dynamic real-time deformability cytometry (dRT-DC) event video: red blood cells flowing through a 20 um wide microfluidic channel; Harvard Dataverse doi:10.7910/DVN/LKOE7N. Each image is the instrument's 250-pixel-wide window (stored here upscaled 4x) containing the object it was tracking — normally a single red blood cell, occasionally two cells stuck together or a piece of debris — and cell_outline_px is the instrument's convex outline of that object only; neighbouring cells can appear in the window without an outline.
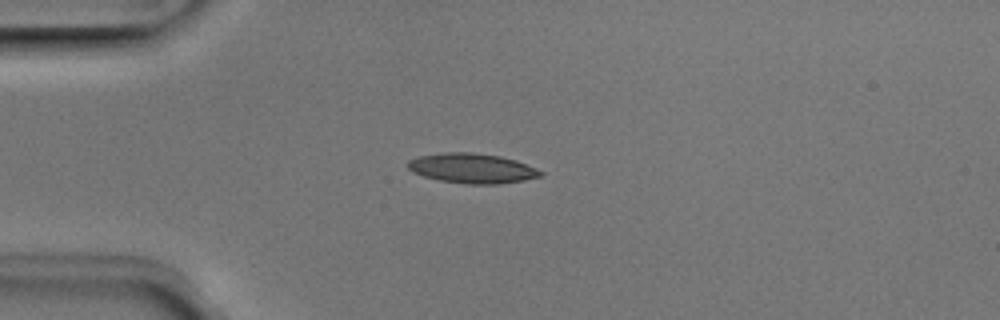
{"species": "Egyptian fruit bat (a non-hibernating species)", "species_latin": "Rousettus aegyptiacus", "temperature_condition": "room temperature", "stored_images_in_passage": 5, "camera_frame_rate_fps": 3000, "um_per_image_px": 0.085, "animal": {"sex": "male"}, "frame": {"image": 1, "passage_image": 3, "time_ms": 0.667, "image_size_px": [1000, 320], "cell_outline_px": [[544, 172], [540, 176], [524, 180], [496, 184], [468, 184], [440, 180], [424, 176], [412, 172], [408, 168], [408, 160], [420, 156], [444, 152], [472, 152], [500, 156], [516, 160], [536, 168]], "centroid_in_image_um": [40.13, 14.3], "position_along_channel_um": 44.9, "area_um2": 22.95}}
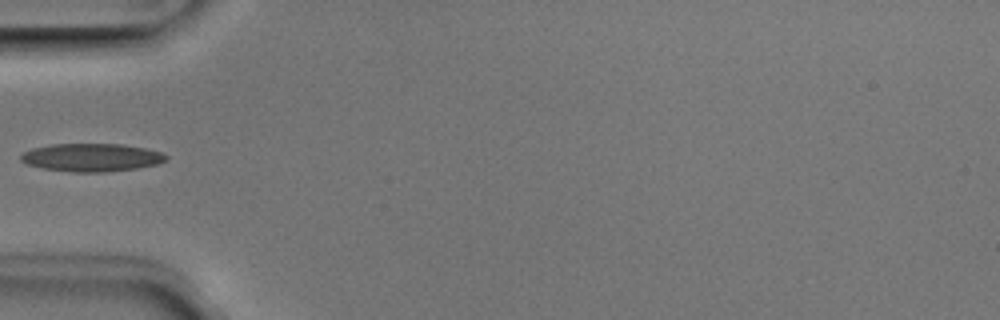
{"frame": {"image": 2, "passage_image": 4, "time_ms": 1.0, "image_size_px": [1000, 320], "cell_outline_px": [[168, 160], [156, 164], [136, 168], [104, 172], [72, 172], [44, 168], [28, 164], [20, 160], [20, 156], [24, 152], [32, 148], [52, 144], [124, 144], [144, 148], [160, 152], [168, 156]], "centroid_in_image_um": [7.79, 13.38], "position_along_channel_um": 77.2, "area_um2": 23.58}}